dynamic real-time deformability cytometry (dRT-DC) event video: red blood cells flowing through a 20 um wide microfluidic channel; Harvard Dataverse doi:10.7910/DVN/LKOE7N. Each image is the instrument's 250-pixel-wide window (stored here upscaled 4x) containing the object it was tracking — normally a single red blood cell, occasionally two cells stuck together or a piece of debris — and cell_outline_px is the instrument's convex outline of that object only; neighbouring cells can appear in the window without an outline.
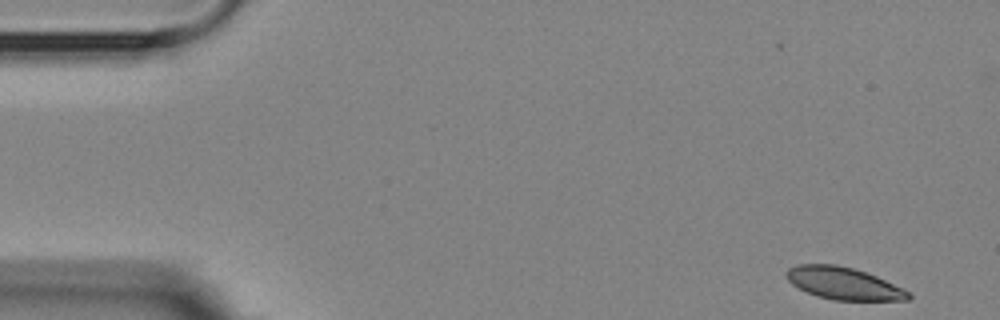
{"species": "Egyptian fruit bat (a non-hibernating species)", "species_latin": "Rousettus aegyptiacus", "temperature_condition": "room temperature", "stored_images_in_passage": 14, "camera_frame_rate_fps": 3000, "um_per_image_px": 0.085, "animal": {"sex": "female"}, "frame": {"image": 1, "passage_image": 1, "time_ms": 0.0, "image_size_px": [1000, 320], "cell_outline_px": [[912, 296], [908, 300], [832, 300], [816, 296], [792, 284], [788, 280], [784, 272], [788, 268], [796, 264], [836, 264], [852, 268], [876, 276], [904, 288], [912, 292]], "centroid_in_image_um": [71.71, 24.09], "position_along_channel_um": 13.3, "area_um2": 23.0}}
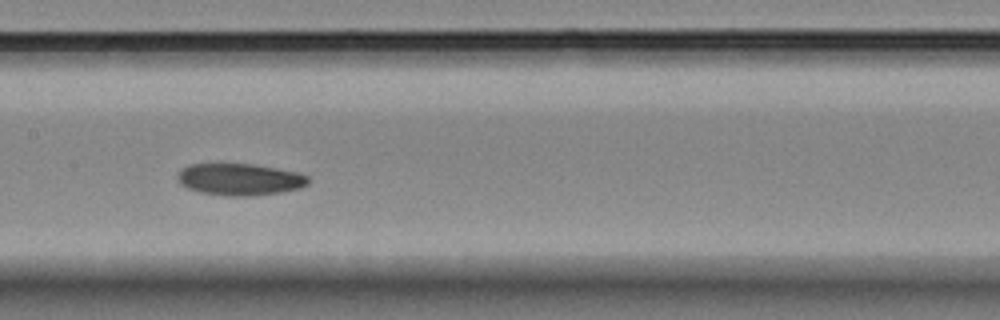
{"frame": {"image": 2, "passage_image": 7, "time_ms": 8.0, "image_size_px": [1000, 320], "cell_outline_px": [[308, 184], [300, 188], [280, 192], [252, 196], [228, 196], [200, 192], [188, 188], [180, 184], [176, 180], [176, 176], [188, 164], [256, 164], [296, 172], [308, 176]], "centroid_in_image_um": [20.36, 15.25], "position_along_channel_um": 187.0, "area_um2": 24.22}}
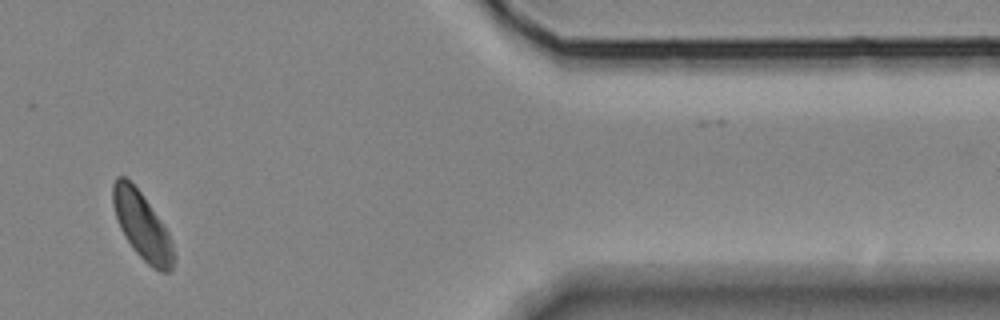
{"frame": {"image": 3, "passage_image": 12, "time_ms": 15.0, "image_size_px": [1000, 320], "cell_outline_px": [[176, 260], [172, 268], [168, 272], [160, 272], [152, 268], [132, 248], [124, 236], [116, 220], [112, 204], [112, 184], [116, 176], [124, 176], [140, 192], [168, 232], [176, 256]], "centroid_in_image_um": [12.06, 19.22], "position_along_channel_um": 399.3, "area_um2": 23.7}, "authors_computed_cell_mechanics": {"area_um2": 24.2182, "velocity_mm_per_s": 3.5709, "shape_relaxation_time_tau1_ms": 2.5959, "shape_relaxation_time_tau2_ms": 5.0517, "deformation_change_tau1": 0.0686, "deformation_change_tau2": 0.0745}}